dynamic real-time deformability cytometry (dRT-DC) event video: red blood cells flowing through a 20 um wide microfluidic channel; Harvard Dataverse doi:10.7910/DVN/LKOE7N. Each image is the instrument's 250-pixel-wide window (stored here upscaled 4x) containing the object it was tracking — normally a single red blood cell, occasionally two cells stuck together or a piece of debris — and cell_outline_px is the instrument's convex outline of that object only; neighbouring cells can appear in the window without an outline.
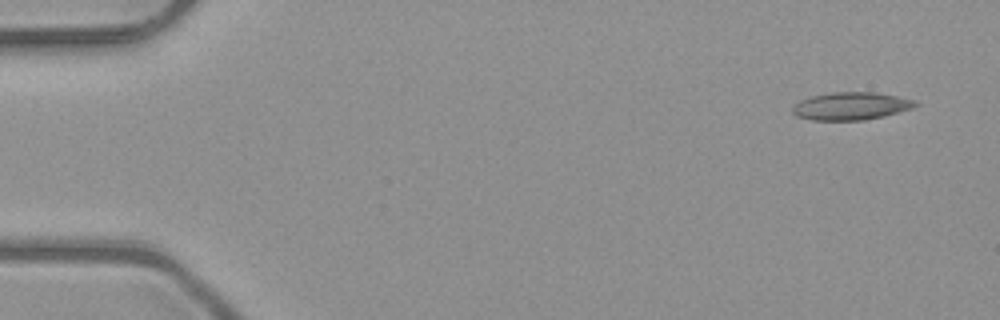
{"species": "common noctule bat (a hibernating species)", "species_latin": "Nyctalus noctula", "temperature_condition": "room temperature", "stored_images_in_passage": 5, "camera_frame_rate_fps": 3000, "um_per_image_px": 0.085, "animal": {"sex": "male", "body_mass_g": 23.1, "forearm_length_mm": 52.7}, "frame": {"image": 1, "passage_image": 1, "time_ms": 0.0, "image_size_px": [1000, 320], "cell_outline_px": [[920, 104], [912, 108], [884, 116], [864, 120], [812, 120], [796, 116], [792, 112], [792, 104], [800, 100], [812, 96], [832, 92], [876, 92], [916, 100]], "centroid_in_image_um": [72.32, 9.01], "position_along_channel_um": 12.7, "area_um2": 19.94}}
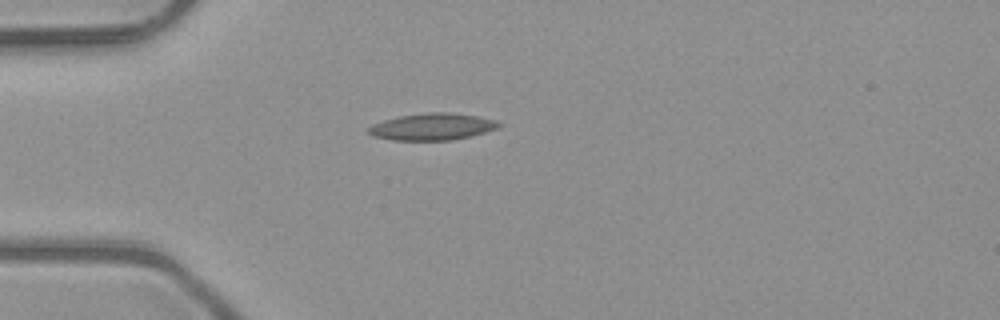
{"frame": {"image": 2, "passage_image": 4, "time_ms": 1.0, "image_size_px": [1000, 320], "cell_outline_px": [[504, 124], [496, 128], [484, 132], [452, 140], [392, 140], [376, 136], [368, 132], [368, 128], [372, 124], [384, 120], [400, 116], [428, 112], [448, 112], [476, 116], [496, 120]], "centroid_in_image_um": [36.75, 10.76], "position_along_channel_um": 48.2, "area_um2": 20.11}}